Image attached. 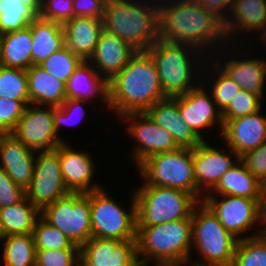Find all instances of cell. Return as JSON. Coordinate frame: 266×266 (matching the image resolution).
I'll use <instances>...</instances> for the list:
<instances>
[{
  "label": "cell",
  "instance_id": "30",
  "mask_svg": "<svg viewBox=\"0 0 266 266\" xmlns=\"http://www.w3.org/2000/svg\"><path fill=\"white\" fill-rule=\"evenodd\" d=\"M32 42L30 26L0 35L1 65L27 70L32 66Z\"/></svg>",
  "mask_w": 266,
  "mask_h": 266
},
{
  "label": "cell",
  "instance_id": "7",
  "mask_svg": "<svg viewBox=\"0 0 266 266\" xmlns=\"http://www.w3.org/2000/svg\"><path fill=\"white\" fill-rule=\"evenodd\" d=\"M134 195L137 226L190 218L195 206L200 202L186 191L144 184L134 191Z\"/></svg>",
  "mask_w": 266,
  "mask_h": 266
},
{
  "label": "cell",
  "instance_id": "33",
  "mask_svg": "<svg viewBox=\"0 0 266 266\" xmlns=\"http://www.w3.org/2000/svg\"><path fill=\"white\" fill-rule=\"evenodd\" d=\"M5 266H35L36 247L32 234L8 235L3 241Z\"/></svg>",
  "mask_w": 266,
  "mask_h": 266
},
{
  "label": "cell",
  "instance_id": "45",
  "mask_svg": "<svg viewBox=\"0 0 266 266\" xmlns=\"http://www.w3.org/2000/svg\"><path fill=\"white\" fill-rule=\"evenodd\" d=\"M25 196V190L0 168V209L20 202Z\"/></svg>",
  "mask_w": 266,
  "mask_h": 266
},
{
  "label": "cell",
  "instance_id": "40",
  "mask_svg": "<svg viewBox=\"0 0 266 266\" xmlns=\"http://www.w3.org/2000/svg\"><path fill=\"white\" fill-rule=\"evenodd\" d=\"M35 266H80V249L36 250Z\"/></svg>",
  "mask_w": 266,
  "mask_h": 266
},
{
  "label": "cell",
  "instance_id": "4",
  "mask_svg": "<svg viewBox=\"0 0 266 266\" xmlns=\"http://www.w3.org/2000/svg\"><path fill=\"white\" fill-rule=\"evenodd\" d=\"M145 1L107 0L103 17L105 31L128 42L138 51H146L160 39L158 0Z\"/></svg>",
  "mask_w": 266,
  "mask_h": 266
},
{
  "label": "cell",
  "instance_id": "16",
  "mask_svg": "<svg viewBox=\"0 0 266 266\" xmlns=\"http://www.w3.org/2000/svg\"><path fill=\"white\" fill-rule=\"evenodd\" d=\"M205 86L201 83L198 87L178 96L181 118L203 140H205L202 135L204 129H213L211 127L218 125L220 129L218 132L222 133L223 130L222 112Z\"/></svg>",
  "mask_w": 266,
  "mask_h": 266
},
{
  "label": "cell",
  "instance_id": "19",
  "mask_svg": "<svg viewBox=\"0 0 266 266\" xmlns=\"http://www.w3.org/2000/svg\"><path fill=\"white\" fill-rule=\"evenodd\" d=\"M36 153L11 134H0V168L24 190L33 177Z\"/></svg>",
  "mask_w": 266,
  "mask_h": 266
},
{
  "label": "cell",
  "instance_id": "42",
  "mask_svg": "<svg viewBox=\"0 0 266 266\" xmlns=\"http://www.w3.org/2000/svg\"><path fill=\"white\" fill-rule=\"evenodd\" d=\"M30 100H13L0 97V134H10L15 128Z\"/></svg>",
  "mask_w": 266,
  "mask_h": 266
},
{
  "label": "cell",
  "instance_id": "9",
  "mask_svg": "<svg viewBox=\"0 0 266 266\" xmlns=\"http://www.w3.org/2000/svg\"><path fill=\"white\" fill-rule=\"evenodd\" d=\"M129 209L121 204L104 188L90 192V219L92 237L100 239L136 240V200L133 192Z\"/></svg>",
  "mask_w": 266,
  "mask_h": 266
},
{
  "label": "cell",
  "instance_id": "35",
  "mask_svg": "<svg viewBox=\"0 0 266 266\" xmlns=\"http://www.w3.org/2000/svg\"><path fill=\"white\" fill-rule=\"evenodd\" d=\"M234 266H266V237L264 234L237 241Z\"/></svg>",
  "mask_w": 266,
  "mask_h": 266
},
{
  "label": "cell",
  "instance_id": "39",
  "mask_svg": "<svg viewBox=\"0 0 266 266\" xmlns=\"http://www.w3.org/2000/svg\"><path fill=\"white\" fill-rule=\"evenodd\" d=\"M263 101V98L259 95L242 89L222 111L223 120L235 119L256 113L263 108Z\"/></svg>",
  "mask_w": 266,
  "mask_h": 266
},
{
  "label": "cell",
  "instance_id": "8",
  "mask_svg": "<svg viewBox=\"0 0 266 266\" xmlns=\"http://www.w3.org/2000/svg\"><path fill=\"white\" fill-rule=\"evenodd\" d=\"M137 169L144 185L175 188L196 197V179L190 148L151 155Z\"/></svg>",
  "mask_w": 266,
  "mask_h": 266
},
{
  "label": "cell",
  "instance_id": "29",
  "mask_svg": "<svg viewBox=\"0 0 266 266\" xmlns=\"http://www.w3.org/2000/svg\"><path fill=\"white\" fill-rule=\"evenodd\" d=\"M32 31V65H40L51 54L65 46L63 25L41 19L39 16L30 23Z\"/></svg>",
  "mask_w": 266,
  "mask_h": 266
},
{
  "label": "cell",
  "instance_id": "5",
  "mask_svg": "<svg viewBox=\"0 0 266 266\" xmlns=\"http://www.w3.org/2000/svg\"><path fill=\"white\" fill-rule=\"evenodd\" d=\"M136 240L137 252L149 263L185 266L192 259V218L137 226Z\"/></svg>",
  "mask_w": 266,
  "mask_h": 266
},
{
  "label": "cell",
  "instance_id": "10",
  "mask_svg": "<svg viewBox=\"0 0 266 266\" xmlns=\"http://www.w3.org/2000/svg\"><path fill=\"white\" fill-rule=\"evenodd\" d=\"M40 215L79 247L92 238L90 192H70L46 206Z\"/></svg>",
  "mask_w": 266,
  "mask_h": 266
},
{
  "label": "cell",
  "instance_id": "27",
  "mask_svg": "<svg viewBox=\"0 0 266 266\" xmlns=\"http://www.w3.org/2000/svg\"><path fill=\"white\" fill-rule=\"evenodd\" d=\"M26 73L30 104L58 107L66 100V83L40 65H32Z\"/></svg>",
  "mask_w": 266,
  "mask_h": 266
},
{
  "label": "cell",
  "instance_id": "22",
  "mask_svg": "<svg viewBox=\"0 0 266 266\" xmlns=\"http://www.w3.org/2000/svg\"><path fill=\"white\" fill-rule=\"evenodd\" d=\"M243 53L240 57H247V58H235L229 55L227 60L224 59L221 54L219 55L218 59L214 60L215 64L229 77L231 78L236 84L240 86L241 89L253 92L260 97L264 98V87L266 84V60L264 58L257 57H249ZM222 57V58H220ZM249 57V58H248ZM231 58V59H229ZM234 58V59H233ZM229 59V60H228ZM221 60V62H220ZM224 62V63H223Z\"/></svg>",
  "mask_w": 266,
  "mask_h": 266
},
{
  "label": "cell",
  "instance_id": "25",
  "mask_svg": "<svg viewBox=\"0 0 266 266\" xmlns=\"http://www.w3.org/2000/svg\"><path fill=\"white\" fill-rule=\"evenodd\" d=\"M65 46L83 61H88L98 43L103 19L74 17L63 24Z\"/></svg>",
  "mask_w": 266,
  "mask_h": 266
},
{
  "label": "cell",
  "instance_id": "32",
  "mask_svg": "<svg viewBox=\"0 0 266 266\" xmlns=\"http://www.w3.org/2000/svg\"><path fill=\"white\" fill-rule=\"evenodd\" d=\"M40 211L25 196L20 202L0 209V218L7 236L32 234Z\"/></svg>",
  "mask_w": 266,
  "mask_h": 266
},
{
  "label": "cell",
  "instance_id": "43",
  "mask_svg": "<svg viewBox=\"0 0 266 266\" xmlns=\"http://www.w3.org/2000/svg\"><path fill=\"white\" fill-rule=\"evenodd\" d=\"M39 17L63 25L75 17L73 0H41Z\"/></svg>",
  "mask_w": 266,
  "mask_h": 266
},
{
  "label": "cell",
  "instance_id": "53",
  "mask_svg": "<svg viewBox=\"0 0 266 266\" xmlns=\"http://www.w3.org/2000/svg\"><path fill=\"white\" fill-rule=\"evenodd\" d=\"M263 234L266 237V223L263 225Z\"/></svg>",
  "mask_w": 266,
  "mask_h": 266
},
{
  "label": "cell",
  "instance_id": "49",
  "mask_svg": "<svg viewBox=\"0 0 266 266\" xmlns=\"http://www.w3.org/2000/svg\"><path fill=\"white\" fill-rule=\"evenodd\" d=\"M261 220L263 225L266 223V184H263V196L261 203Z\"/></svg>",
  "mask_w": 266,
  "mask_h": 266
},
{
  "label": "cell",
  "instance_id": "24",
  "mask_svg": "<svg viewBox=\"0 0 266 266\" xmlns=\"http://www.w3.org/2000/svg\"><path fill=\"white\" fill-rule=\"evenodd\" d=\"M224 33L227 41L234 44V36L242 33L259 32L261 38L266 31V0H234ZM245 31V32H244ZM237 33V34H236ZM239 33V34H238ZM233 36V37H232Z\"/></svg>",
  "mask_w": 266,
  "mask_h": 266
},
{
  "label": "cell",
  "instance_id": "17",
  "mask_svg": "<svg viewBox=\"0 0 266 266\" xmlns=\"http://www.w3.org/2000/svg\"><path fill=\"white\" fill-rule=\"evenodd\" d=\"M59 156L62 179L69 192L89 193L103 187L93 182L96 164L87 150L77 151L65 140L59 145Z\"/></svg>",
  "mask_w": 266,
  "mask_h": 266
},
{
  "label": "cell",
  "instance_id": "6",
  "mask_svg": "<svg viewBox=\"0 0 266 266\" xmlns=\"http://www.w3.org/2000/svg\"><path fill=\"white\" fill-rule=\"evenodd\" d=\"M192 248L202 261H189L188 266L230 264L238 239L220 223L208 206L200 201L192 212ZM204 259V260H203Z\"/></svg>",
  "mask_w": 266,
  "mask_h": 266
},
{
  "label": "cell",
  "instance_id": "31",
  "mask_svg": "<svg viewBox=\"0 0 266 266\" xmlns=\"http://www.w3.org/2000/svg\"><path fill=\"white\" fill-rule=\"evenodd\" d=\"M40 8L41 0H0V35L28 27Z\"/></svg>",
  "mask_w": 266,
  "mask_h": 266
},
{
  "label": "cell",
  "instance_id": "18",
  "mask_svg": "<svg viewBox=\"0 0 266 266\" xmlns=\"http://www.w3.org/2000/svg\"><path fill=\"white\" fill-rule=\"evenodd\" d=\"M256 113L235 119L223 120L222 141H225L239 158L258 148L266 141V115Z\"/></svg>",
  "mask_w": 266,
  "mask_h": 266
},
{
  "label": "cell",
  "instance_id": "15",
  "mask_svg": "<svg viewBox=\"0 0 266 266\" xmlns=\"http://www.w3.org/2000/svg\"><path fill=\"white\" fill-rule=\"evenodd\" d=\"M208 143L204 140L192 149L196 198L199 201L203 200L204 195L208 194L217 185L219 179L240 159L227 145L226 148L228 149L218 150L217 147L215 148Z\"/></svg>",
  "mask_w": 266,
  "mask_h": 266
},
{
  "label": "cell",
  "instance_id": "48",
  "mask_svg": "<svg viewBox=\"0 0 266 266\" xmlns=\"http://www.w3.org/2000/svg\"><path fill=\"white\" fill-rule=\"evenodd\" d=\"M137 252L129 261L122 266H148L150 263Z\"/></svg>",
  "mask_w": 266,
  "mask_h": 266
},
{
  "label": "cell",
  "instance_id": "1",
  "mask_svg": "<svg viewBox=\"0 0 266 266\" xmlns=\"http://www.w3.org/2000/svg\"><path fill=\"white\" fill-rule=\"evenodd\" d=\"M158 4L160 39L193 46L205 55L209 52L208 58L218 56L220 50L224 53V48L226 53L229 49L234 50L227 44L224 23L196 0H158Z\"/></svg>",
  "mask_w": 266,
  "mask_h": 266
},
{
  "label": "cell",
  "instance_id": "21",
  "mask_svg": "<svg viewBox=\"0 0 266 266\" xmlns=\"http://www.w3.org/2000/svg\"><path fill=\"white\" fill-rule=\"evenodd\" d=\"M137 253V240L92 237L80 247V266H122Z\"/></svg>",
  "mask_w": 266,
  "mask_h": 266
},
{
  "label": "cell",
  "instance_id": "52",
  "mask_svg": "<svg viewBox=\"0 0 266 266\" xmlns=\"http://www.w3.org/2000/svg\"><path fill=\"white\" fill-rule=\"evenodd\" d=\"M207 266H234V265L230 263V264L207 265Z\"/></svg>",
  "mask_w": 266,
  "mask_h": 266
},
{
  "label": "cell",
  "instance_id": "20",
  "mask_svg": "<svg viewBox=\"0 0 266 266\" xmlns=\"http://www.w3.org/2000/svg\"><path fill=\"white\" fill-rule=\"evenodd\" d=\"M137 51L128 42L103 30L88 61L101 76L109 81L127 65Z\"/></svg>",
  "mask_w": 266,
  "mask_h": 266
},
{
  "label": "cell",
  "instance_id": "38",
  "mask_svg": "<svg viewBox=\"0 0 266 266\" xmlns=\"http://www.w3.org/2000/svg\"><path fill=\"white\" fill-rule=\"evenodd\" d=\"M83 60L64 46L51 54L40 66L55 78L67 82Z\"/></svg>",
  "mask_w": 266,
  "mask_h": 266
},
{
  "label": "cell",
  "instance_id": "51",
  "mask_svg": "<svg viewBox=\"0 0 266 266\" xmlns=\"http://www.w3.org/2000/svg\"><path fill=\"white\" fill-rule=\"evenodd\" d=\"M260 41H262L263 44H266V31L265 33L262 35L261 38H259Z\"/></svg>",
  "mask_w": 266,
  "mask_h": 266
},
{
  "label": "cell",
  "instance_id": "23",
  "mask_svg": "<svg viewBox=\"0 0 266 266\" xmlns=\"http://www.w3.org/2000/svg\"><path fill=\"white\" fill-rule=\"evenodd\" d=\"M146 113L155 123L172 135L179 148L194 149L204 141L181 118L178 109V96L167 97L156 102Z\"/></svg>",
  "mask_w": 266,
  "mask_h": 266
},
{
  "label": "cell",
  "instance_id": "2",
  "mask_svg": "<svg viewBox=\"0 0 266 266\" xmlns=\"http://www.w3.org/2000/svg\"><path fill=\"white\" fill-rule=\"evenodd\" d=\"M152 57L137 51L127 65L108 81V109L117 117L146 112L156 102L166 99Z\"/></svg>",
  "mask_w": 266,
  "mask_h": 266
},
{
  "label": "cell",
  "instance_id": "36",
  "mask_svg": "<svg viewBox=\"0 0 266 266\" xmlns=\"http://www.w3.org/2000/svg\"><path fill=\"white\" fill-rule=\"evenodd\" d=\"M0 97L10 100H29L26 70L0 66Z\"/></svg>",
  "mask_w": 266,
  "mask_h": 266
},
{
  "label": "cell",
  "instance_id": "47",
  "mask_svg": "<svg viewBox=\"0 0 266 266\" xmlns=\"http://www.w3.org/2000/svg\"><path fill=\"white\" fill-rule=\"evenodd\" d=\"M207 11L213 13L223 23L227 20L231 11L234 0H196ZM228 15V16H227Z\"/></svg>",
  "mask_w": 266,
  "mask_h": 266
},
{
  "label": "cell",
  "instance_id": "12",
  "mask_svg": "<svg viewBox=\"0 0 266 266\" xmlns=\"http://www.w3.org/2000/svg\"><path fill=\"white\" fill-rule=\"evenodd\" d=\"M25 192L27 199L40 212L70 193L61 175L59 146L53 150L37 151L33 177Z\"/></svg>",
  "mask_w": 266,
  "mask_h": 266
},
{
  "label": "cell",
  "instance_id": "37",
  "mask_svg": "<svg viewBox=\"0 0 266 266\" xmlns=\"http://www.w3.org/2000/svg\"><path fill=\"white\" fill-rule=\"evenodd\" d=\"M32 235L36 250L80 249L41 216L36 220Z\"/></svg>",
  "mask_w": 266,
  "mask_h": 266
},
{
  "label": "cell",
  "instance_id": "44",
  "mask_svg": "<svg viewBox=\"0 0 266 266\" xmlns=\"http://www.w3.org/2000/svg\"><path fill=\"white\" fill-rule=\"evenodd\" d=\"M240 160L252 175L262 184H266V141L258 148L246 152Z\"/></svg>",
  "mask_w": 266,
  "mask_h": 266
},
{
  "label": "cell",
  "instance_id": "28",
  "mask_svg": "<svg viewBox=\"0 0 266 266\" xmlns=\"http://www.w3.org/2000/svg\"><path fill=\"white\" fill-rule=\"evenodd\" d=\"M208 194L233 195L262 200L263 184L247 170L245 164L239 159Z\"/></svg>",
  "mask_w": 266,
  "mask_h": 266
},
{
  "label": "cell",
  "instance_id": "50",
  "mask_svg": "<svg viewBox=\"0 0 266 266\" xmlns=\"http://www.w3.org/2000/svg\"><path fill=\"white\" fill-rule=\"evenodd\" d=\"M6 237H7V234H6L4 225L0 218V242L4 241Z\"/></svg>",
  "mask_w": 266,
  "mask_h": 266
},
{
  "label": "cell",
  "instance_id": "14",
  "mask_svg": "<svg viewBox=\"0 0 266 266\" xmlns=\"http://www.w3.org/2000/svg\"><path fill=\"white\" fill-rule=\"evenodd\" d=\"M119 119L129 121L126 131L138 141L132 157L136 166L151 155L172 152L179 148L172 135L155 123L146 112L127 113Z\"/></svg>",
  "mask_w": 266,
  "mask_h": 266
},
{
  "label": "cell",
  "instance_id": "13",
  "mask_svg": "<svg viewBox=\"0 0 266 266\" xmlns=\"http://www.w3.org/2000/svg\"><path fill=\"white\" fill-rule=\"evenodd\" d=\"M54 106L29 104L10 133L35 151L56 149L64 143L53 123Z\"/></svg>",
  "mask_w": 266,
  "mask_h": 266
},
{
  "label": "cell",
  "instance_id": "46",
  "mask_svg": "<svg viewBox=\"0 0 266 266\" xmlns=\"http://www.w3.org/2000/svg\"><path fill=\"white\" fill-rule=\"evenodd\" d=\"M107 0H73L75 17L103 19Z\"/></svg>",
  "mask_w": 266,
  "mask_h": 266
},
{
  "label": "cell",
  "instance_id": "34",
  "mask_svg": "<svg viewBox=\"0 0 266 266\" xmlns=\"http://www.w3.org/2000/svg\"><path fill=\"white\" fill-rule=\"evenodd\" d=\"M209 62H206L207 67L210 65L208 68L203 67L202 71L206 70L205 75L206 76L202 81V84L210 85L208 82H211V86H208L207 91H211L212 98L216 104V106L220 109L222 112L231 102V100L237 95L239 91L242 89L238 84H236L231 78H229L216 64L215 62L211 59H208ZM212 65V66H211ZM210 70V71H208ZM214 70V71H213ZM213 71V72H212ZM210 72V73H209ZM212 72V73H211ZM209 73V74H208ZM211 75V77H210ZM210 77V79H209ZM208 82H207V81ZM206 81V82H205ZM210 89V90H209Z\"/></svg>",
  "mask_w": 266,
  "mask_h": 266
},
{
  "label": "cell",
  "instance_id": "3",
  "mask_svg": "<svg viewBox=\"0 0 266 266\" xmlns=\"http://www.w3.org/2000/svg\"><path fill=\"white\" fill-rule=\"evenodd\" d=\"M146 52L156 65L160 84L166 97L172 98L187 93L198 87L202 83L200 80L205 77L204 71L201 70L209 59L208 55L202 54L193 46L159 39ZM200 57H203L205 62Z\"/></svg>",
  "mask_w": 266,
  "mask_h": 266
},
{
  "label": "cell",
  "instance_id": "11",
  "mask_svg": "<svg viewBox=\"0 0 266 266\" xmlns=\"http://www.w3.org/2000/svg\"><path fill=\"white\" fill-rule=\"evenodd\" d=\"M202 201L216 215L225 229L238 240L263 234V222L261 220L262 200L233 195L206 194ZM258 223L261 224L260 230L246 236L245 233L250 232L253 226L256 227L255 225H258ZM243 234L245 235L242 236Z\"/></svg>",
  "mask_w": 266,
  "mask_h": 266
},
{
  "label": "cell",
  "instance_id": "26",
  "mask_svg": "<svg viewBox=\"0 0 266 266\" xmlns=\"http://www.w3.org/2000/svg\"><path fill=\"white\" fill-rule=\"evenodd\" d=\"M66 99H79L100 102L108 105V81L101 76L89 61H82L66 82ZM94 99V100H93ZM107 104V105H106Z\"/></svg>",
  "mask_w": 266,
  "mask_h": 266
},
{
  "label": "cell",
  "instance_id": "41",
  "mask_svg": "<svg viewBox=\"0 0 266 266\" xmlns=\"http://www.w3.org/2000/svg\"><path fill=\"white\" fill-rule=\"evenodd\" d=\"M87 102L79 99H66L60 106H54L53 123L58 135L60 129L64 127L63 125H74L81 121L86 113L83 105L87 104Z\"/></svg>",
  "mask_w": 266,
  "mask_h": 266
}]
</instances>
